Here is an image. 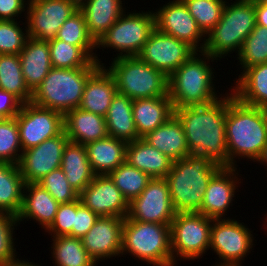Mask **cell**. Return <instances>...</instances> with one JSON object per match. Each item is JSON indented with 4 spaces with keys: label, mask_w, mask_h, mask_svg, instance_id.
I'll list each match as a JSON object with an SVG mask.
<instances>
[{
    "label": "cell",
    "mask_w": 267,
    "mask_h": 266,
    "mask_svg": "<svg viewBox=\"0 0 267 266\" xmlns=\"http://www.w3.org/2000/svg\"><path fill=\"white\" fill-rule=\"evenodd\" d=\"M226 112L227 92L206 105L174 109V114L183 125L190 154L204 156L220 167H230Z\"/></svg>",
    "instance_id": "6da1fadb"
},
{
    "label": "cell",
    "mask_w": 267,
    "mask_h": 266,
    "mask_svg": "<svg viewBox=\"0 0 267 266\" xmlns=\"http://www.w3.org/2000/svg\"><path fill=\"white\" fill-rule=\"evenodd\" d=\"M226 141L230 167L236 158L256 162L267 144V123L261 108L241 103L227 93Z\"/></svg>",
    "instance_id": "7a4b0ae2"
},
{
    "label": "cell",
    "mask_w": 267,
    "mask_h": 266,
    "mask_svg": "<svg viewBox=\"0 0 267 266\" xmlns=\"http://www.w3.org/2000/svg\"><path fill=\"white\" fill-rule=\"evenodd\" d=\"M219 165L199 155L173 161L165 177L170 191V199L176 213L198 212L204 193L212 176L220 169Z\"/></svg>",
    "instance_id": "3957f363"
},
{
    "label": "cell",
    "mask_w": 267,
    "mask_h": 266,
    "mask_svg": "<svg viewBox=\"0 0 267 266\" xmlns=\"http://www.w3.org/2000/svg\"><path fill=\"white\" fill-rule=\"evenodd\" d=\"M210 60L218 59L196 52L168 77V95L174 109L206 105L223 96H218L214 88L215 72Z\"/></svg>",
    "instance_id": "277c9868"
},
{
    "label": "cell",
    "mask_w": 267,
    "mask_h": 266,
    "mask_svg": "<svg viewBox=\"0 0 267 266\" xmlns=\"http://www.w3.org/2000/svg\"><path fill=\"white\" fill-rule=\"evenodd\" d=\"M255 26V1L236 0L231 4L226 1L221 19L206 34L202 52L218 60L233 52L238 55L244 40Z\"/></svg>",
    "instance_id": "5b68a950"
},
{
    "label": "cell",
    "mask_w": 267,
    "mask_h": 266,
    "mask_svg": "<svg viewBox=\"0 0 267 266\" xmlns=\"http://www.w3.org/2000/svg\"><path fill=\"white\" fill-rule=\"evenodd\" d=\"M129 253L151 266H173L171 227L124 218L121 255Z\"/></svg>",
    "instance_id": "8992f818"
},
{
    "label": "cell",
    "mask_w": 267,
    "mask_h": 266,
    "mask_svg": "<svg viewBox=\"0 0 267 266\" xmlns=\"http://www.w3.org/2000/svg\"><path fill=\"white\" fill-rule=\"evenodd\" d=\"M97 68H52L32 93L31 102L65 115L80 106L86 81Z\"/></svg>",
    "instance_id": "52a82bcc"
},
{
    "label": "cell",
    "mask_w": 267,
    "mask_h": 266,
    "mask_svg": "<svg viewBox=\"0 0 267 266\" xmlns=\"http://www.w3.org/2000/svg\"><path fill=\"white\" fill-rule=\"evenodd\" d=\"M109 65L107 70L121 95L136 100L168 94V77L138 56L115 57Z\"/></svg>",
    "instance_id": "ba28073f"
},
{
    "label": "cell",
    "mask_w": 267,
    "mask_h": 266,
    "mask_svg": "<svg viewBox=\"0 0 267 266\" xmlns=\"http://www.w3.org/2000/svg\"><path fill=\"white\" fill-rule=\"evenodd\" d=\"M156 29L154 11L124 12L99 39L96 47L111 48L118 57L137 56L151 33ZM102 47V48H100Z\"/></svg>",
    "instance_id": "9c48e42d"
},
{
    "label": "cell",
    "mask_w": 267,
    "mask_h": 266,
    "mask_svg": "<svg viewBox=\"0 0 267 266\" xmlns=\"http://www.w3.org/2000/svg\"><path fill=\"white\" fill-rule=\"evenodd\" d=\"M212 223L213 219L197 212L175 214L170 226L173 266L181 258L194 261L207 253Z\"/></svg>",
    "instance_id": "30bf717a"
},
{
    "label": "cell",
    "mask_w": 267,
    "mask_h": 266,
    "mask_svg": "<svg viewBox=\"0 0 267 266\" xmlns=\"http://www.w3.org/2000/svg\"><path fill=\"white\" fill-rule=\"evenodd\" d=\"M229 217L214 219L210 230V250L219 257L214 266H242L253 248V233L248 226ZM247 227V228H246ZM248 253V254H247Z\"/></svg>",
    "instance_id": "8fae6325"
},
{
    "label": "cell",
    "mask_w": 267,
    "mask_h": 266,
    "mask_svg": "<svg viewBox=\"0 0 267 266\" xmlns=\"http://www.w3.org/2000/svg\"><path fill=\"white\" fill-rule=\"evenodd\" d=\"M26 9L27 20L20 24L27 28L28 37L50 42L56 39L60 27L79 5L75 0H28Z\"/></svg>",
    "instance_id": "7c38bea8"
},
{
    "label": "cell",
    "mask_w": 267,
    "mask_h": 266,
    "mask_svg": "<svg viewBox=\"0 0 267 266\" xmlns=\"http://www.w3.org/2000/svg\"><path fill=\"white\" fill-rule=\"evenodd\" d=\"M22 150L37 146L64 131V115L32 102L23 103L15 117Z\"/></svg>",
    "instance_id": "4fadbf2b"
},
{
    "label": "cell",
    "mask_w": 267,
    "mask_h": 266,
    "mask_svg": "<svg viewBox=\"0 0 267 266\" xmlns=\"http://www.w3.org/2000/svg\"><path fill=\"white\" fill-rule=\"evenodd\" d=\"M175 214L166 179L155 178L148 182L138 197L129 202L127 218L171 226Z\"/></svg>",
    "instance_id": "5bb4252c"
},
{
    "label": "cell",
    "mask_w": 267,
    "mask_h": 266,
    "mask_svg": "<svg viewBox=\"0 0 267 266\" xmlns=\"http://www.w3.org/2000/svg\"><path fill=\"white\" fill-rule=\"evenodd\" d=\"M196 52L185 41L155 29L137 56L169 77Z\"/></svg>",
    "instance_id": "9a60e30c"
},
{
    "label": "cell",
    "mask_w": 267,
    "mask_h": 266,
    "mask_svg": "<svg viewBox=\"0 0 267 266\" xmlns=\"http://www.w3.org/2000/svg\"><path fill=\"white\" fill-rule=\"evenodd\" d=\"M155 11V26L158 31L185 41L197 52L203 51L206 35L182 0L169 1Z\"/></svg>",
    "instance_id": "2e32d148"
},
{
    "label": "cell",
    "mask_w": 267,
    "mask_h": 266,
    "mask_svg": "<svg viewBox=\"0 0 267 266\" xmlns=\"http://www.w3.org/2000/svg\"><path fill=\"white\" fill-rule=\"evenodd\" d=\"M69 139L61 134L23 151L17 164L25 184L38 183L44 176L61 167L63 150Z\"/></svg>",
    "instance_id": "e0dca14e"
},
{
    "label": "cell",
    "mask_w": 267,
    "mask_h": 266,
    "mask_svg": "<svg viewBox=\"0 0 267 266\" xmlns=\"http://www.w3.org/2000/svg\"><path fill=\"white\" fill-rule=\"evenodd\" d=\"M79 198L99 217H127L129 202L109 175H95L91 183L79 194Z\"/></svg>",
    "instance_id": "ac0fdd59"
},
{
    "label": "cell",
    "mask_w": 267,
    "mask_h": 266,
    "mask_svg": "<svg viewBox=\"0 0 267 266\" xmlns=\"http://www.w3.org/2000/svg\"><path fill=\"white\" fill-rule=\"evenodd\" d=\"M124 218L100 216L81 239L87 253L99 262L111 257H121Z\"/></svg>",
    "instance_id": "d6986e66"
},
{
    "label": "cell",
    "mask_w": 267,
    "mask_h": 266,
    "mask_svg": "<svg viewBox=\"0 0 267 266\" xmlns=\"http://www.w3.org/2000/svg\"><path fill=\"white\" fill-rule=\"evenodd\" d=\"M238 173L236 167H221L210 179L197 213L213 220L224 219L225 215L227 216L225 212L227 213L228 208L233 205L231 203L235 197V190H238V184L242 183Z\"/></svg>",
    "instance_id": "ffe728a7"
},
{
    "label": "cell",
    "mask_w": 267,
    "mask_h": 266,
    "mask_svg": "<svg viewBox=\"0 0 267 266\" xmlns=\"http://www.w3.org/2000/svg\"><path fill=\"white\" fill-rule=\"evenodd\" d=\"M104 65H100L88 78L84 86L79 108L105 117L112 98L117 93L114 77Z\"/></svg>",
    "instance_id": "44dd1931"
},
{
    "label": "cell",
    "mask_w": 267,
    "mask_h": 266,
    "mask_svg": "<svg viewBox=\"0 0 267 266\" xmlns=\"http://www.w3.org/2000/svg\"><path fill=\"white\" fill-rule=\"evenodd\" d=\"M59 203L38 183H27L24 187L22 207L17 215L19 222L36 220L46 231L54 222Z\"/></svg>",
    "instance_id": "7402d4cb"
},
{
    "label": "cell",
    "mask_w": 267,
    "mask_h": 266,
    "mask_svg": "<svg viewBox=\"0 0 267 266\" xmlns=\"http://www.w3.org/2000/svg\"><path fill=\"white\" fill-rule=\"evenodd\" d=\"M19 57L24 82L33 93L53 68L50 60L49 44L28 37Z\"/></svg>",
    "instance_id": "603a6c76"
},
{
    "label": "cell",
    "mask_w": 267,
    "mask_h": 266,
    "mask_svg": "<svg viewBox=\"0 0 267 266\" xmlns=\"http://www.w3.org/2000/svg\"><path fill=\"white\" fill-rule=\"evenodd\" d=\"M64 131L70 142L82 145L108 136L105 117L79 107L64 115Z\"/></svg>",
    "instance_id": "cb8c5ba5"
},
{
    "label": "cell",
    "mask_w": 267,
    "mask_h": 266,
    "mask_svg": "<svg viewBox=\"0 0 267 266\" xmlns=\"http://www.w3.org/2000/svg\"><path fill=\"white\" fill-rule=\"evenodd\" d=\"M132 112L140 138L160 127L174 115L169 95L133 100Z\"/></svg>",
    "instance_id": "d4e9b609"
},
{
    "label": "cell",
    "mask_w": 267,
    "mask_h": 266,
    "mask_svg": "<svg viewBox=\"0 0 267 266\" xmlns=\"http://www.w3.org/2000/svg\"><path fill=\"white\" fill-rule=\"evenodd\" d=\"M126 162L146 173L151 179L165 178L173 164L167 155L148 144L143 138L127 144Z\"/></svg>",
    "instance_id": "484cf974"
},
{
    "label": "cell",
    "mask_w": 267,
    "mask_h": 266,
    "mask_svg": "<svg viewBox=\"0 0 267 266\" xmlns=\"http://www.w3.org/2000/svg\"><path fill=\"white\" fill-rule=\"evenodd\" d=\"M122 2L121 0H85L79 4L88 33L96 43L126 11Z\"/></svg>",
    "instance_id": "4316f807"
},
{
    "label": "cell",
    "mask_w": 267,
    "mask_h": 266,
    "mask_svg": "<svg viewBox=\"0 0 267 266\" xmlns=\"http://www.w3.org/2000/svg\"><path fill=\"white\" fill-rule=\"evenodd\" d=\"M143 139L172 161L186 158L190 155L183 125L174 114L160 127L149 132Z\"/></svg>",
    "instance_id": "83f0119b"
},
{
    "label": "cell",
    "mask_w": 267,
    "mask_h": 266,
    "mask_svg": "<svg viewBox=\"0 0 267 266\" xmlns=\"http://www.w3.org/2000/svg\"><path fill=\"white\" fill-rule=\"evenodd\" d=\"M127 142L107 136L85 145L95 175H108L126 161Z\"/></svg>",
    "instance_id": "f1b7e54d"
},
{
    "label": "cell",
    "mask_w": 267,
    "mask_h": 266,
    "mask_svg": "<svg viewBox=\"0 0 267 266\" xmlns=\"http://www.w3.org/2000/svg\"><path fill=\"white\" fill-rule=\"evenodd\" d=\"M231 87L233 96L241 103L264 108L267 106V63L244 69Z\"/></svg>",
    "instance_id": "f546056e"
},
{
    "label": "cell",
    "mask_w": 267,
    "mask_h": 266,
    "mask_svg": "<svg viewBox=\"0 0 267 266\" xmlns=\"http://www.w3.org/2000/svg\"><path fill=\"white\" fill-rule=\"evenodd\" d=\"M69 185L79 194L91 183L93 173L85 145L70 142L63 150L61 167Z\"/></svg>",
    "instance_id": "4dcf8cb0"
},
{
    "label": "cell",
    "mask_w": 267,
    "mask_h": 266,
    "mask_svg": "<svg viewBox=\"0 0 267 266\" xmlns=\"http://www.w3.org/2000/svg\"><path fill=\"white\" fill-rule=\"evenodd\" d=\"M133 100L116 93L105 116L108 136L127 143L139 139L136 131L133 112Z\"/></svg>",
    "instance_id": "1f68e13d"
},
{
    "label": "cell",
    "mask_w": 267,
    "mask_h": 266,
    "mask_svg": "<svg viewBox=\"0 0 267 266\" xmlns=\"http://www.w3.org/2000/svg\"><path fill=\"white\" fill-rule=\"evenodd\" d=\"M24 187L25 181L18 165L0 162V213L19 214Z\"/></svg>",
    "instance_id": "d6a6232c"
},
{
    "label": "cell",
    "mask_w": 267,
    "mask_h": 266,
    "mask_svg": "<svg viewBox=\"0 0 267 266\" xmlns=\"http://www.w3.org/2000/svg\"><path fill=\"white\" fill-rule=\"evenodd\" d=\"M51 254L54 266H96V261L87 253L82 239L71 236L52 238ZM53 248V249H52Z\"/></svg>",
    "instance_id": "836d02e7"
},
{
    "label": "cell",
    "mask_w": 267,
    "mask_h": 266,
    "mask_svg": "<svg viewBox=\"0 0 267 266\" xmlns=\"http://www.w3.org/2000/svg\"><path fill=\"white\" fill-rule=\"evenodd\" d=\"M56 39L80 47L92 60L104 65L98 54L94 53L96 42L89 35L84 14L79 9L60 27Z\"/></svg>",
    "instance_id": "e575fe53"
},
{
    "label": "cell",
    "mask_w": 267,
    "mask_h": 266,
    "mask_svg": "<svg viewBox=\"0 0 267 266\" xmlns=\"http://www.w3.org/2000/svg\"><path fill=\"white\" fill-rule=\"evenodd\" d=\"M0 88L14 94L23 103L32 101V92L24 82L19 54H0Z\"/></svg>",
    "instance_id": "d590c367"
},
{
    "label": "cell",
    "mask_w": 267,
    "mask_h": 266,
    "mask_svg": "<svg viewBox=\"0 0 267 266\" xmlns=\"http://www.w3.org/2000/svg\"><path fill=\"white\" fill-rule=\"evenodd\" d=\"M50 60L53 68H83L99 67L80 47L71 45L59 39L48 42Z\"/></svg>",
    "instance_id": "8d00e7d4"
},
{
    "label": "cell",
    "mask_w": 267,
    "mask_h": 266,
    "mask_svg": "<svg viewBox=\"0 0 267 266\" xmlns=\"http://www.w3.org/2000/svg\"><path fill=\"white\" fill-rule=\"evenodd\" d=\"M108 175L128 202L138 197L151 180L146 173L126 161Z\"/></svg>",
    "instance_id": "74e56055"
},
{
    "label": "cell",
    "mask_w": 267,
    "mask_h": 266,
    "mask_svg": "<svg viewBox=\"0 0 267 266\" xmlns=\"http://www.w3.org/2000/svg\"><path fill=\"white\" fill-rule=\"evenodd\" d=\"M237 60L242 67L246 68L267 63V28L256 24L252 32L244 40Z\"/></svg>",
    "instance_id": "f35d334b"
},
{
    "label": "cell",
    "mask_w": 267,
    "mask_h": 266,
    "mask_svg": "<svg viewBox=\"0 0 267 266\" xmlns=\"http://www.w3.org/2000/svg\"><path fill=\"white\" fill-rule=\"evenodd\" d=\"M206 35L221 19L227 0H182Z\"/></svg>",
    "instance_id": "ab89813d"
},
{
    "label": "cell",
    "mask_w": 267,
    "mask_h": 266,
    "mask_svg": "<svg viewBox=\"0 0 267 266\" xmlns=\"http://www.w3.org/2000/svg\"><path fill=\"white\" fill-rule=\"evenodd\" d=\"M22 153L16 118L5 119L0 123V162L18 164Z\"/></svg>",
    "instance_id": "60d3db41"
},
{
    "label": "cell",
    "mask_w": 267,
    "mask_h": 266,
    "mask_svg": "<svg viewBox=\"0 0 267 266\" xmlns=\"http://www.w3.org/2000/svg\"><path fill=\"white\" fill-rule=\"evenodd\" d=\"M18 224L17 216L0 213V266H7L19 259L16 255V247H14L16 242L13 238Z\"/></svg>",
    "instance_id": "b9f144b4"
},
{
    "label": "cell",
    "mask_w": 267,
    "mask_h": 266,
    "mask_svg": "<svg viewBox=\"0 0 267 266\" xmlns=\"http://www.w3.org/2000/svg\"><path fill=\"white\" fill-rule=\"evenodd\" d=\"M38 184L45 188L59 204L70 203L79 199V193L69 185L61 168L44 176Z\"/></svg>",
    "instance_id": "7bdbcfd3"
},
{
    "label": "cell",
    "mask_w": 267,
    "mask_h": 266,
    "mask_svg": "<svg viewBox=\"0 0 267 266\" xmlns=\"http://www.w3.org/2000/svg\"><path fill=\"white\" fill-rule=\"evenodd\" d=\"M20 21H0V54H20L28 38L27 28Z\"/></svg>",
    "instance_id": "ee69618b"
},
{
    "label": "cell",
    "mask_w": 267,
    "mask_h": 266,
    "mask_svg": "<svg viewBox=\"0 0 267 266\" xmlns=\"http://www.w3.org/2000/svg\"><path fill=\"white\" fill-rule=\"evenodd\" d=\"M75 220V201L59 204L56 217L51 226L45 231L53 237L71 236ZM53 234V235H52Z\"/></svg>",
    "instance_id": "f6af8a7d"
},
{
    "label": "cell",
    "mask_w": 267,
    "mask_h": 266,
    "mask_svg": "<svg viewBox=\"0 0 267 266\" xmlns=\"http://www.w3.org/2000/svg\"><path fill=\"white\" fill-rule=\"evenodd\" d=\"M99 216L87 208L81 199L75 200V220L72 227V237L82 238L89 232Z\"/></svg>",
    "instance_id": "bcb514c9"
},
{
    "label": "cell",
    "mask_w": 267,
    "mask_h": 266,
    "mask_svg": "<svg viewBox=\"0 0 267 266\" xmlns=\"http://www.w3.org/2000/svg\"><path fill=\"white\" fill-rule=\"evenodd\" d=\"M23 102L14 94L0 88V113L6 118H15L21 108Z\"/></svg>",
    "instance_id": "7dc6e473"
},
{
    "label": "cell",
    "mask_w": 267,
    "mask_h": 266,
    "mask_svg": "<svg viewBox=\"0 0 267 266\" xmlns=\"http://www.w3.org/2000/svg\"><path fill=\"white\" fill-rule=\"evenodd\" d=\"M28 0H0V21H15L27 8Z\"/></svg>",
    "instance_id": "c3c4849f"
},
{
    "label": "cell",
    "mask_w": 267,
    "mask_h": 266,
    "mask_svg": "<svg viewBox=\"0 0 267 266\" xmlns=\"http://www.w3.org/2000/svg\"><path fill=\"white\" fill-rule=\"evenodd\" d=\"M256 24L267 28V0H256Z\"/></svg>",
    "instance_id": "681fc988"
},
{
    "label": "cell",
    "mask_w": 267,
    "mask_h": 266,
    "mask_svg": "<svg viewBox=\"0 0 267 266\" xmlns=\"http://www.w3.org/2000/svg\"><path fill=\"white\" fill-rule=\"evenodd\" d=\"M7 266H40V265H36L35 263L33 262H29L28 259L27 261L24 259V260H16L15 262H12L10 264H8Z\"/></svg>",
    "instance_id": "f907efd6"
},
{
    "label": "cell",
    "mask_w": 267,
    "mask_h": 266,
    "mask_svg": "<svg viewBox=\"0 0 267 266\" xmlns=\"http://www.w3.org/2000/svg\"><path fill=\"white\" fill-rule=\"evenodd\" d=\"M257 162L265 167L267 166V144L265 145L264 151Z\"/></svg>",
    "instance_id": "816d5d0a"
},
{
    "label": "cell",
    "mask_w": 267,
    "mask_h": 266,
    "mask_svg": "<svg viewBox=\"0 0 267 266\" xmlns=\"http://www.w3.org/2000/svg\"><path fill=\"white\" fill-rule=\"evenodd\" d=\"M262 111L264 113L265 119H266V123H267V106L262 108Z\"/></svg>",
    "instance_id": "f5cc1de1"
},
{
    "label": "cell",
    "mask_w": 267,
    "mask_h": 266,
    "mask_svg": "<svg viewBox=\"0 0 267 266\" xmlns=\"http://www.w3.org/2000/svg\"><path fill=\"white\" fill-rule=\"evenodd\" d=\"M6 118L0 113V123H2Z\"/></svg>",
    "instance_id": "db71d44e"
},
{
    "label": "cell",
    "mask_w": 267,
    "mask_h": 266,
    "mask_svg": "<svg viewBox=\"0 0 267 266\" xmlns=\"http://www.w3.org/2000/svg\"><path fill=\"white\" fill-rule=\"evenodd\" d=\"M83 1H85V0H75V2L79 5V4H81Z\"/></svg>",
    "instance_id": "11a10c76"
}]
</instances>
